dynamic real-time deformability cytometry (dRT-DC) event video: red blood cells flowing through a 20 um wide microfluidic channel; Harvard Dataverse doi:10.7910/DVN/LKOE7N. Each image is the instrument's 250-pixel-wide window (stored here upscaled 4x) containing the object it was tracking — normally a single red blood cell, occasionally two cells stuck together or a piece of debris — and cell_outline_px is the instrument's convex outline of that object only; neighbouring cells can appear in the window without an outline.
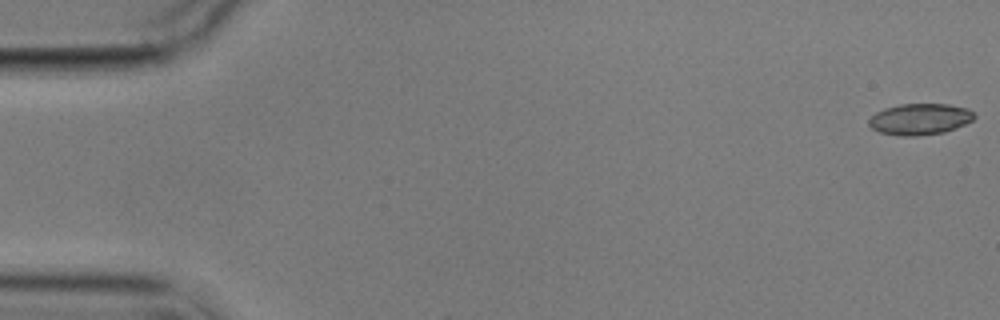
{"species": "common noctule bat (a hibernating species)", "species_latin": "Nyctalus noctula", "temperature_condition": "cold", "stored_images_in_passage": 7, "camera_frame_rate_fps": 3000, "um_per_image_px": 0.085, "animal": {"sex": "male", "body_mass_g": 17.9}, "frame": {"image": 1, "passage_image": 1, "time_ms": 0.0, "image_size_px": [1000, 320], "cell_outline_px": [[976, 116], [972, 120], [956, 128], [944, 132], [916, 136], [900, 136], [880, 132], [872, 128], [868, 124], [868, 120], [876, 112], [884, 108], [900, 104], [948, 104], [968, 108]], "centroid_in_image_um": [78.18, 10.12], "position_along_channel_um": 6.8, "area_um2": 19.19}}
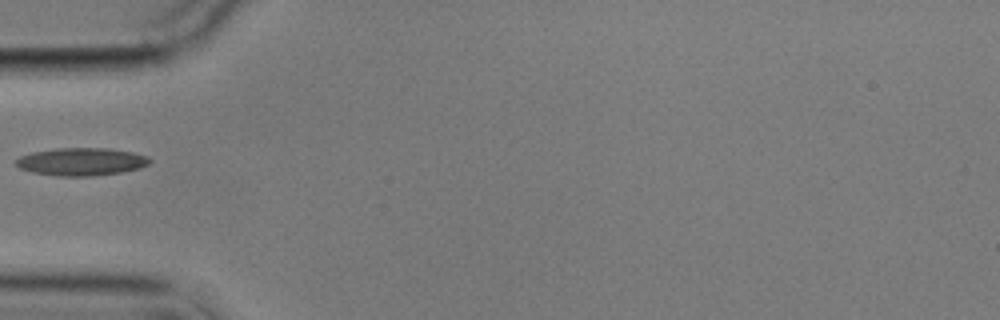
{"frame": {"image": 2, "passage_image": 6, "time_ms": 6.0, "image_size_px": [1000, 320], "cell_outline_px": [[152, 160], [148, 164], [140, 168], [120, 172], [92, 176], [56, 176], [32, 172], [20, 168], [16, 164], [16, 160], [20, 156], [32, 152], [56, 148], [108, 148], [132, 152], [148, 156]], "centroid_in_image_um": [6.92, 13.74], "position_along_channel_um": 78.1, "area_um2": 21.62}}
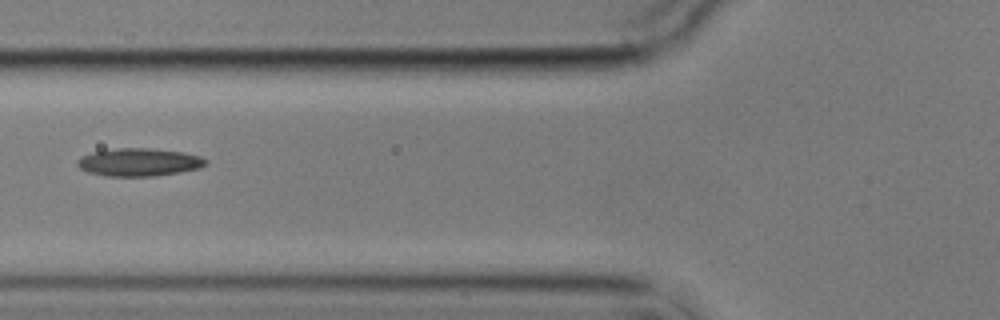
{"frame": {"image": 3, "passage_image": 7, "time_ms": 7.0, "image_size_px": [1000, 320], "cell_outline_px": [[208, 164], [200, 168], [180, 172], [152, 176], [108, 176], [88, 172], [80, 168], [76, 164], [76, 160], [80, 156], [92, 152], [116, 148], [148, 148], [184, 152], [200, 156], [208, 160]], "centroid_in_image_um": [11.82, 13.78], "position_along_channel_um": 114.0, "area_um2": 20.98}}